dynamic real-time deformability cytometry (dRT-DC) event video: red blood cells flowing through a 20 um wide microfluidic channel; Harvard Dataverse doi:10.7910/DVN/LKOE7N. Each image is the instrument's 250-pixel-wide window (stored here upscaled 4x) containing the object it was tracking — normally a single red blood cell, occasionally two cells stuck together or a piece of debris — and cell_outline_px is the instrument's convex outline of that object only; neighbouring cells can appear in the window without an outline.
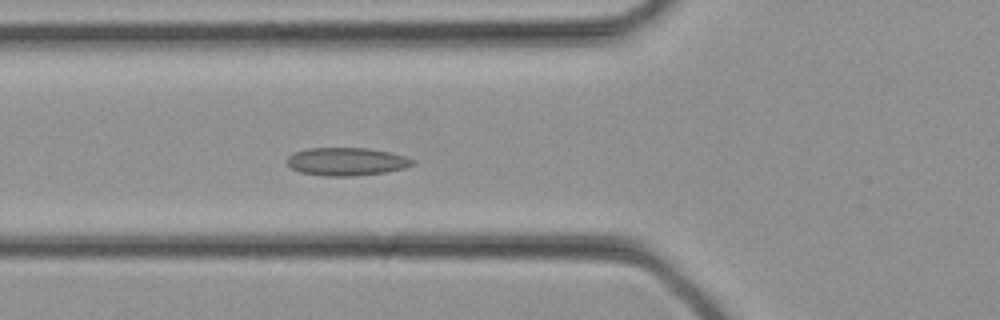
{"species": "common noctule bat (a hibernating species)", "species_latin": "Nyctalus noctula", "temperature_condition": "cold", "stored_images_in_passage": 25, "camera_frame_rate_fps": 3000, "um_per_image_px": 0.085, "animal": {"sex": "female", "body_mass_g": 21.9}, "frame": {"image": 1, "passage_image": 4, "time_ms": 1.0, "image_size_px": [1000, 320], "cell_outline_px": [[416, 160], [412, 164], [404, 168], [384, 172], [356, 176], [328, 176], [300, 172], [292, 168], [284, 160], [288, 156], [296, 152], [308, 148], [368, 148], [388, 152], [404, 156]], "centroid_in_image_um": [29.43, 13.73], "position_along_channel_um": 96.4, "area_um2": 20.35}}
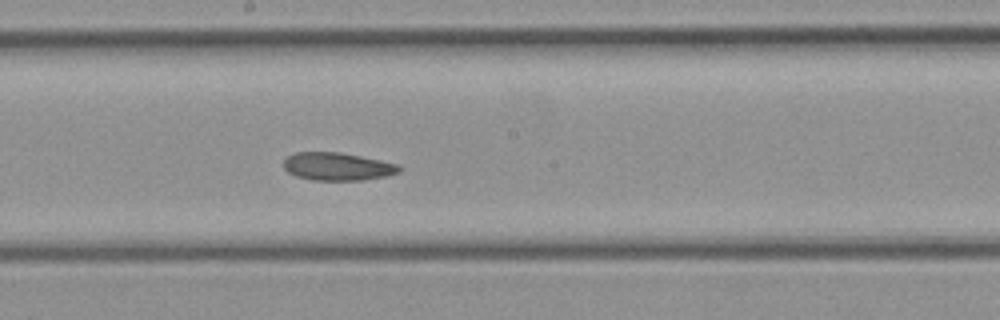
{"frame": {"image": 2, "passage_image": 10, "time_ms": 3.0, "image_size_px": [1000, 320], "cell_outline_px": [[404, 168], [400, 172], [388, 176], [364, 180], [312, 180], [296, 176], [288, 172], [284, 168], [284, 160], [288, 156], [296, 152], [340, 152], [400, 164]], "centroid_in_image_um": [28.74, 14.16], "position_along_channel_um": 219.5, "area_um2": 18.96}}
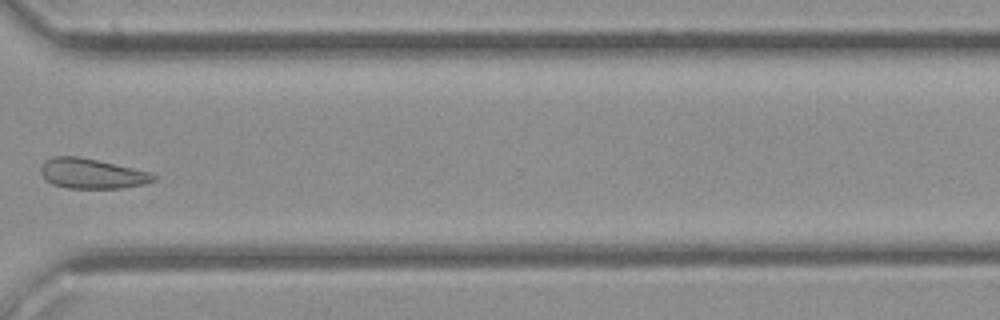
{"frame": {"image": 3, "passage_image": 17, "time_ms": 5.333, "image_size_px": [1000, 320], "cell_outline_px": [[156, 180], [144, 184], [120, 188], [64, 188], [52, 184], [44, 180], [40, 172], [40, 168], [44, 160], [52, 156], [80, 156], [132, 168], [148, 172], [156, 176]], "centroid_in_image_um": [7.73, 14.75], "position_along_channel_um": 362.9, "area_um2": 19.83}}